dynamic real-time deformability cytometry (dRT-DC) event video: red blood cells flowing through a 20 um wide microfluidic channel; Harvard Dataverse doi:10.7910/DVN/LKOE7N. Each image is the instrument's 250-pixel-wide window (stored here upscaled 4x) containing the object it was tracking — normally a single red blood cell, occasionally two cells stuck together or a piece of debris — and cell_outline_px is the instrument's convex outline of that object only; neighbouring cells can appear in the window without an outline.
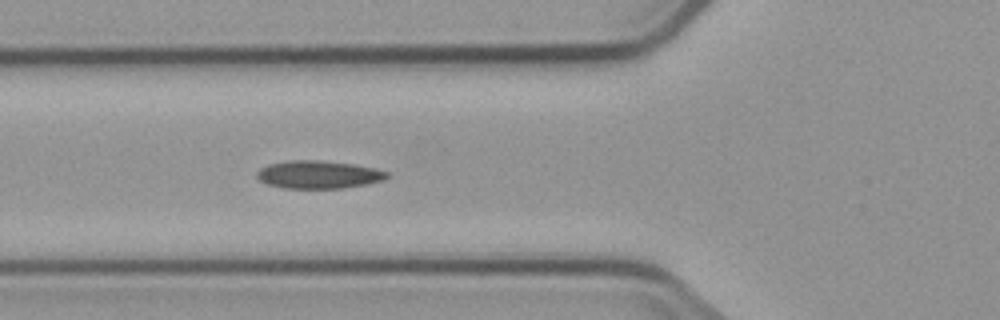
{"species": "common noctule bat (a hibernating species)", "species_latin": "Nyctalus noctula", "temperature_condition": "cold", "stored_images_in_passage": 3, "segment_of_instrument_passage": [1, 2], "camera_frame_rate_fps": 3000, "um_per_image_px": 0.085, "animal": {"sex": "male", "body_mass_g": 23.1, "forearm_length_mm": 52.7}, "frame": {"image": 1, "passage_image": 2, "time_ms": 1.0, "image_size_px": [1000, 320], "cell_outline_px": [[388, 176], [384, 180], [344, 188], [284, 188], [268, 184], [260, 180], [256, 176], [256, 172], [260, 168], [268, 164], [288, 160], [316, 160], [352, 164], [376, 168], [388, 172]], "centroid_in_image_um": [27.05, 14.83], "position_along_channel_um": 98.7, "area_um2": 21.04}}